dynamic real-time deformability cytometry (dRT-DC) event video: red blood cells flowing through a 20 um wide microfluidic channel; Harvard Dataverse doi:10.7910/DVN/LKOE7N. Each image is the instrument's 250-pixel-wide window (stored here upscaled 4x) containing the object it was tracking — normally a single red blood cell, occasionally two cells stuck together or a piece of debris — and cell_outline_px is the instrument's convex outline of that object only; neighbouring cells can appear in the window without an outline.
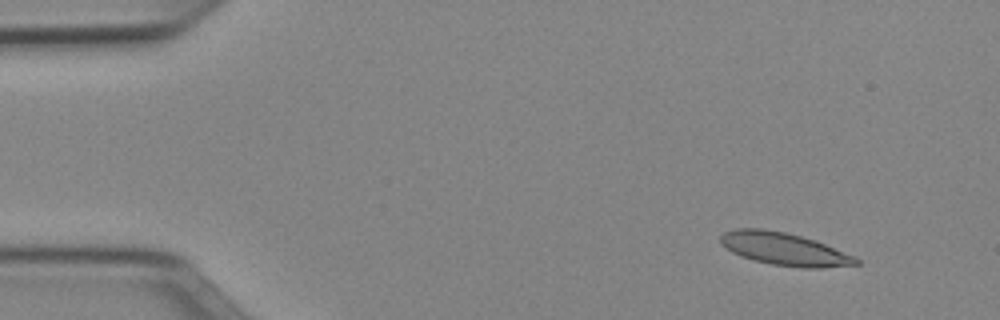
{"species": "Egyptian fruit bat (a non-hibernating species)", "species_latin": "Rousettus aegyptiacus", "temperature_condition": "cold", "stored_images_in_passage": 47, "camera_frame_rate_fps": 3000, "um_per_image_px": 0.085, "animal": {"sex": "female"}, "frame": {"image": 1, "passage_image": 1, "time_ms": 0.0, "image_size_px": [1000, 320], "cell_outline_px": [[860, 264], [824, 268], [800, 268], [772, 264], [752, 260], [740, 256], [732, 252], [720, 244], [720, 236], [724, 232], [736, 228], [764, 228], [784, 232], [816, 240], [856, 256], [860, 260]], "centroid_in_image_um": [66.68, 21.17], "position_along_channel_um": 18.3, "area_um2": 26.13}}
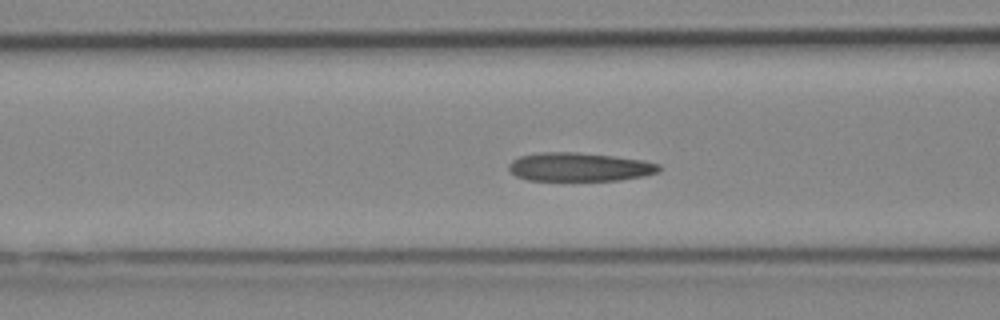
{"frame": {"image": 2, "passage_image": 16, "time_ms": 5.0, "image_size_px": [1000, 320], "cell_outline_px": [[660, 168], [656, 172], [644, 176], [620, 180], [528, 180], [516, 176], [508, 168], [508, 164], [512, 160], [520, 156], [540, 152], [576, 152], [612, 156], [644, 160], [660, 164]], "centroid_in_image_um": [49.24, 14.19], "position_along_channel_um": 117.4, "area_um2": 24.97}}
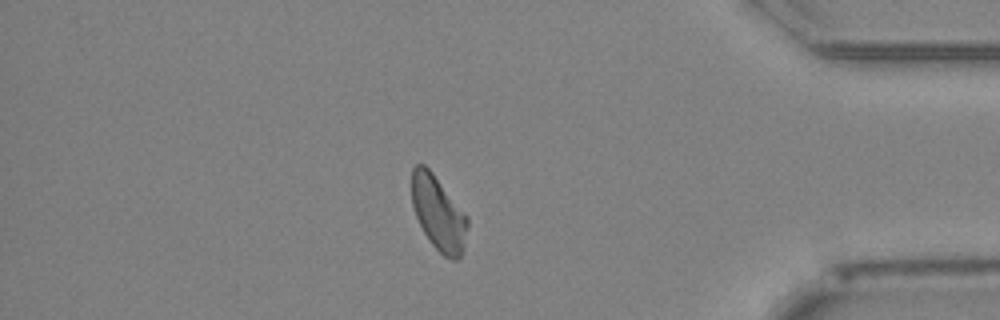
{"frame": {"image": 3, "passage_image": 40, "time_ms": 13.0, "image_size_px": [1000, 320], "cell_outline_px": [[468, 228], [460, 256], [456, 260], [452, 260], [444, 256], [432, 244], [424, 232], [416, 216], [412, 204], [412, 168], [416, 164], [424, 164], [432, 172], [468, 216]], "centroid_in_image_um": [37.27, 18.11], "position_along_channel_um": 397.9, "area_um2": 23.87}, "authors_computed_cell_mechanics": {"area_um2": 24.9696, "velocity_mm_per_s": 3.922, "shape_relaxation_time_tau1_ms": null, "shape_relaxation_time_tau2_ms": 4.4429, "deformation_change_tau1": null, "deformation_change_tau2": 0.1191}}